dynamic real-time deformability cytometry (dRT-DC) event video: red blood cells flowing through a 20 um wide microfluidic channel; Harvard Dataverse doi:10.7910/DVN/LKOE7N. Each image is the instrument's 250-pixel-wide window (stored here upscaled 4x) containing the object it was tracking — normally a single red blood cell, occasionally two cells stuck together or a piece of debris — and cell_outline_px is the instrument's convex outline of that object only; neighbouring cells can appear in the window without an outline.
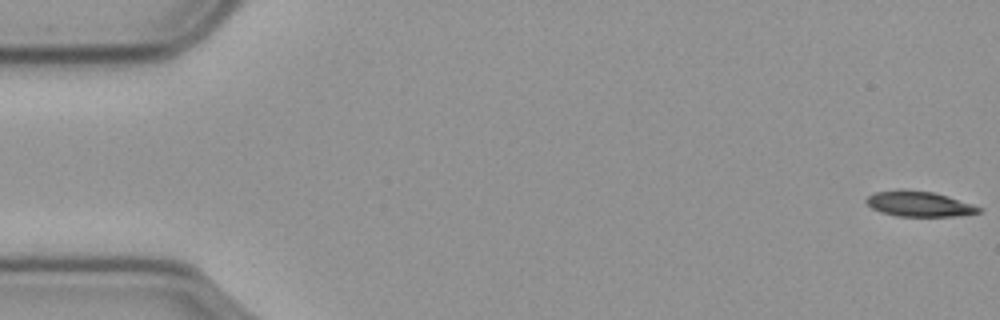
{"species": "common noctule bat (a hibernating species)", "species_latin": "Nyctalus noctula", "temperature_condition": "cold", "stored_images_in_passage": 57, "camera_frame_rate_fps": 3000, "um_per_image_px": 0.085, "animal": {"sex": "male", "body_mass_g": 23.1, "forearm_length_mm": 52.7}, "frame": {"image": 1, "passage_image": 1, "time_ms": 0.0, "image_size_px": [1000, 320], "cell_outline_px": [[980, 212], [960, 216], [896, 216], [880, 212], [872, 208], [864, 200], [868, 196], [876, 192], [932, 192], [980, 208]], "centroid_in_image_um": [78.08, 17.39], "position_along_channel_um": 6.9, "area_um2": 15.49}}
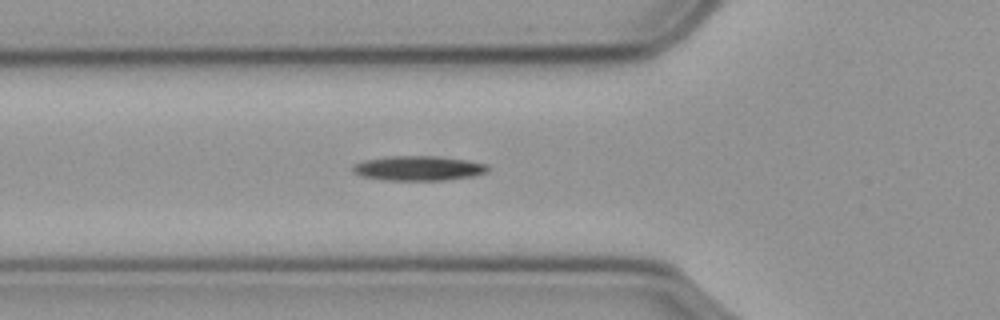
{"frame": {"image": 2, "passage_image": 20, "time_ms": 6.333, "image_size_px": [1000, 320], "cell_outline_px": [[488, 172], [472, 176], [444, 180], [384, 180], [360, 176], [352, 172], [352, 164], [364, 160], [388, 156], [440, 156], [468, 160], [488, 164]], "centroid_in_image_um": [35.54, 14.29], "position_along_channel_um": 90.3, "area_um2": 19.65}}
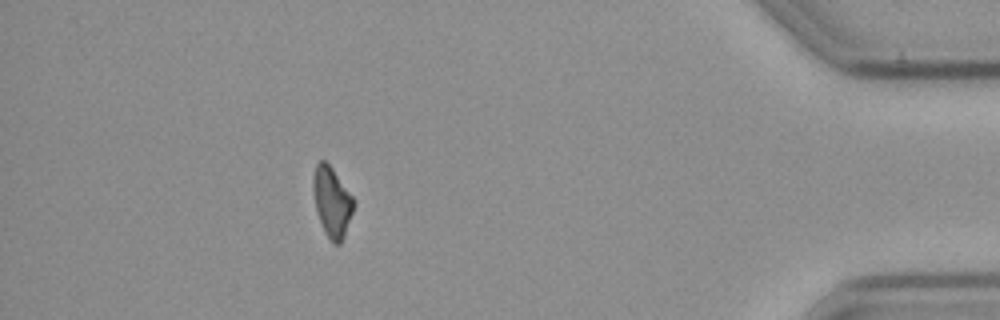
{"frame": {"image": 3, "passage_image": 51, "time_ms": 16.667, "image_size_px": [1000, 320], "cell_outline_px": [[356, 200], [344, 236], [340, 244], [332, 244], [324, 232], [316, 208], [312, 188], [312, 176], [316, 164], [320, 160], [324, 160], [332, 168]], "centroid_in_image_um": [28.21, 17.15], "position_along_channel_um": 407.0, "area_um2": 16.53}}